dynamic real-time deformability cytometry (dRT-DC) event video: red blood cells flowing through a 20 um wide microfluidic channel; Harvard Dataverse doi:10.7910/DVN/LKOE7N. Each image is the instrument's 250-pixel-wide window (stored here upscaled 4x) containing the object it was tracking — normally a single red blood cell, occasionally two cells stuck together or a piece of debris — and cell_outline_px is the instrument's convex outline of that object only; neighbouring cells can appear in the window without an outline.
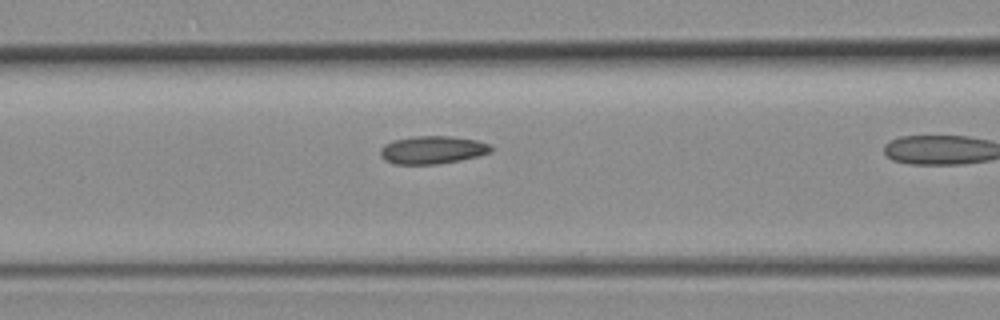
{"species": "common noctule bat (a hibernating species)", "species_latin": "Nyctalus noctula", "temperature_condition": "room temperature", "stored_images_in_passage": 10, "camera_frame_rate_fps": 3000, "um_per_image_px": 0.085, "animal": {"sex": "female", "body_mass_g": 19.3, "forearm_length_mm": 54.1}, "frame": {"image": 1, "passage_image": 9, "time_ms": 2.667, "image_size_px": [1000, 320], "cell_outline_px": [[492, 152], [460, 160], [436, 164], [392, 164], [384, 160], [380, 156], [380, 148], [384, 144], [392, 140], [416, 136], [448, 136], [476, 140], [488, 144], [492, 148]], "centroid_in_image_um": [36.7, 12.74], "position_along_channel_um": 129.9, "area_um2": 17.98}}